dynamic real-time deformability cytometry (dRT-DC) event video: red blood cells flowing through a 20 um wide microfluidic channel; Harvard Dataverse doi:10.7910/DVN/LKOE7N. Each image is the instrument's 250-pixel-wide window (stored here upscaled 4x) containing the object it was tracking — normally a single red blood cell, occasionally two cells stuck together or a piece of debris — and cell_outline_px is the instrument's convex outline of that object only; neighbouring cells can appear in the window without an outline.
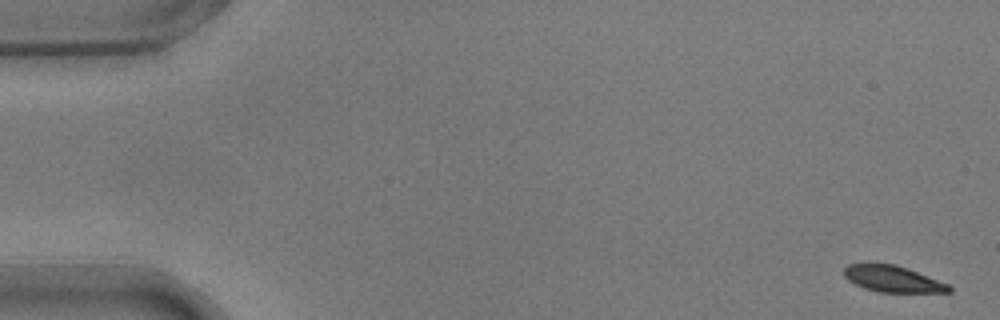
{"species": "common noctule bat (a hibernating species)", "species_latin": "Nyctalus noctula", "temperature_condition": "warm", "stored_images_in_passage": 17, "camera_frame_rate_fps": 3000, "um_per_image_px": 0.085, "animal": {"sex": "male", "body_mass_g": 17.9}, "frame": {"image": 1, "passage_image": 1, "time_ms": 0.0, "image_size_px": [1000, 320], "cell_outline_px": [[952, 292], [880, 292], [864, 288], [848, 280], [844, 276], [844, 268], [848, 264], [896, 264], [948, 284], [952, 288]], "centroid_in_image_um": [75.87, 23.71], "position_along_channel_um": 9.1, "area_um2": 15.84}}
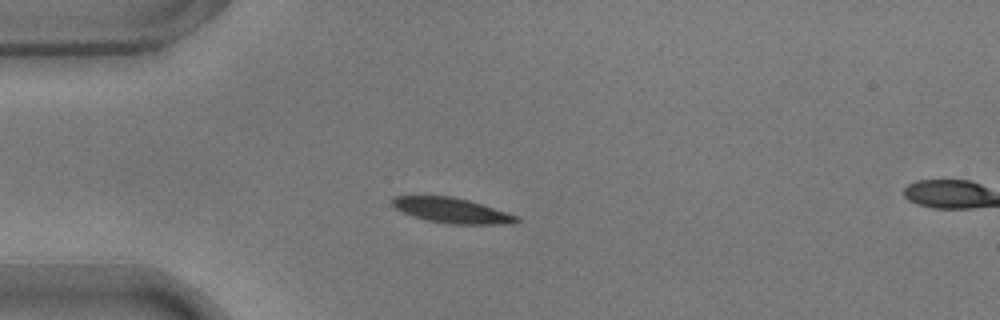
{"frame": {"image": 2, "passage_image": 14, "time_ms": 4.333, "image_size_px": [1000, 320], "cell_outline_px": [[520, 220], [516, 224], [452, 224], [428, 220], [404, 212], [396, 208], [392, 204], [392, 196], [452, 196], [484, 204], [516, 216]], "centroid_in_image_um": [38.45, 17.88], "position_along_channel_um": 46.6, "area_um2": 17.98}}